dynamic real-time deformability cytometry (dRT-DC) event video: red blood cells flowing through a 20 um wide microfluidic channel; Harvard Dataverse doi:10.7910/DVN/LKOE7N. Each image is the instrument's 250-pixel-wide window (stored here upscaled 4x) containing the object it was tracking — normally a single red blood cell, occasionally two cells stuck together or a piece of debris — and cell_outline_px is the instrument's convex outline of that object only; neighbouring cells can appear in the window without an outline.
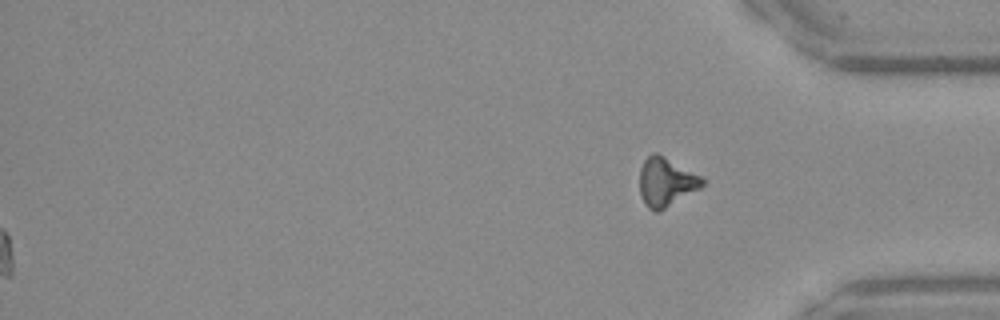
{"species": "Egyptian fruit bat (a non-hibernating species)", "species_latin": "Rousettus aegyptiacus", "temperature_condition": "warm", "stored_images_in_passage": 43, "segment_of_instrument_passage": [2, 2], "camera_frame_rate_fps": 3000, "um_per_image_px": 0.085, "frame": {"image": 1, "passage_image": 43, "time_ms": 14.0, "image_size_px": [1000, 320], "cell_outline_px": [[704, 184], [700, 188], [660, 212], [652, 212], [644, 204], [640, 192], [640, 168], [644, 160], [652, 152], [656, 152], [664, 156], [700, 176], [704, 180]], "centroid_in_image_um": [56.58, 15.5], "position_along_channel_um": 378.6, "area_um2": 17.8}}